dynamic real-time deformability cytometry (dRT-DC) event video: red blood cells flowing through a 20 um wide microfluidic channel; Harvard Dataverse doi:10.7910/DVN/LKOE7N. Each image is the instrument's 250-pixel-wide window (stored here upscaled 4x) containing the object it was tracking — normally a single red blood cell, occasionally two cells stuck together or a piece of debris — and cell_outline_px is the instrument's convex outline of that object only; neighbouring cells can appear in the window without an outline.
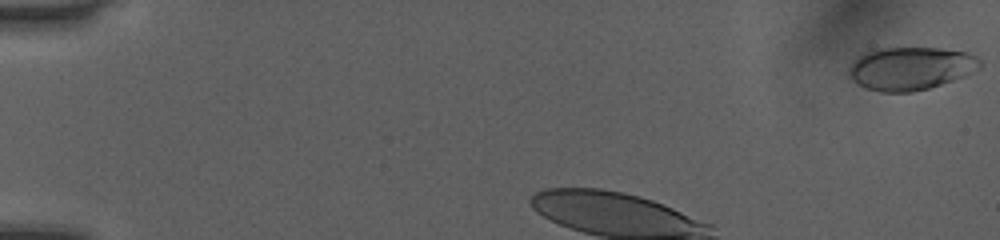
{"species": "human", "species_latin": "Homo sapiens", "temperature_condition": "room temperature", "stored_images_in_passage": 5, "camera_frame_rate_fps": 3000, "um_per_image_px": 0.085, "donor": {"sex": "female"}, "frame": {"image": 1, "passage_image": 1, "time_ms": 0.0, "image_size_px": [1000, 240], "cell_outline_px": [[980, 68], [964, 76], [928, 88], [912, 92], [880, 92], [864, 88], [856, 84], [848, 76], [848, 68], [852, 60], [856, 56], [880, 48], [940, 48], [968, 52], [976, 56], [980, 60]], "centroid_in_image_um": [77.35, 5.81], "position_along_channel_um": 7.7, "area_um2": 33.06}}
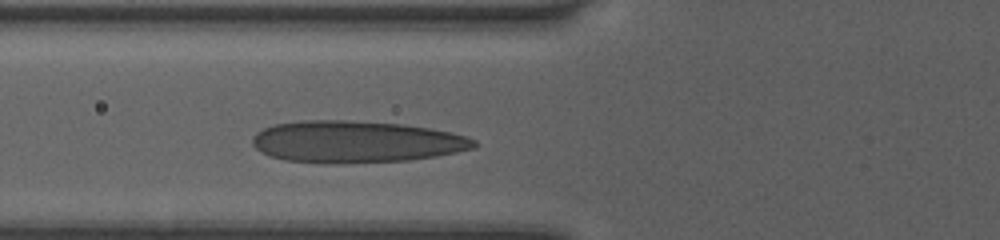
{"frame": {"image": 2, "passage_image": 5, "time_ms": 1.333, "image_size_px": [1000, 240], "cell_outline_px": [[480, 144], [476, 148], [436, 156], [408, 160], [332, 164], [324, 164], [284, 160], [268, 156], [260, 152], [252, 144], [252, 136], [256, 132], [264, 128], [276, 124], [304, 120], [344, 120], [400, 124], [428, 128], [448, 132], [464, 136], [476, 140]], "centroid_in_image_um": [30.22, 12.06], "position_along_channel_um": 95.6, "area_um2": 54.22}}